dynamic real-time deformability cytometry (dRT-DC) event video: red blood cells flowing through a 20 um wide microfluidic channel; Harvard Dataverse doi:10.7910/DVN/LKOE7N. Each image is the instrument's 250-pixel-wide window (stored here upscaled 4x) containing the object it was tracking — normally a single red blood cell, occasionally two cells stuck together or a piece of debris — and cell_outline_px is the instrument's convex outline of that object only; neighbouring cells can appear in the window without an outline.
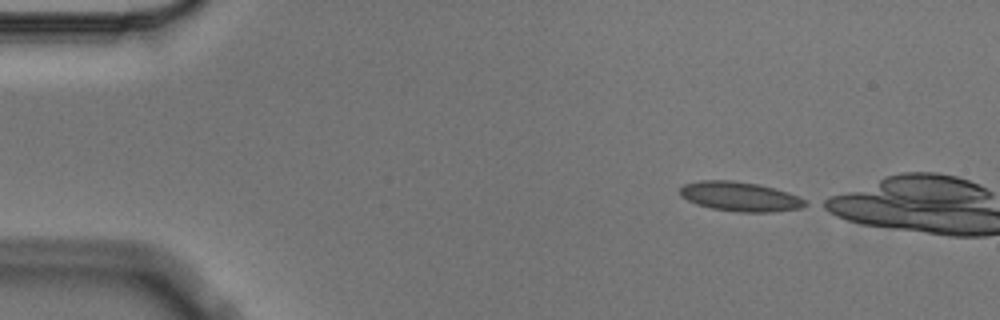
{"species": "Egyptian fruit bat (a non-hibernating species)", "species_latin": "Rousettus aegyptiacus", "temperature_condition": "cold", "stored_images_in_passage": 3, "camera_frame_rate_fps": 3000, "um_per_image_px": 0.085, "animal": {"sex": "male"}, "frame": {"image": 1, "passage_image": 1, "time_ms": 0.0, "image_size_px": [1000, 320], "cell_outline_px": [[808, 204], [800, 208], [772, 212], [740, 212], [712, 208], [696, 204], [680, 196], [680, 188], [684, 184], [700, 180], [732, 180], [760, 184], [788, 192], [804, 200]], "centroid_in_image_um": [62.88, 16.7], "position_along_channel_um": 22.1, "area_um2": 21.44}}